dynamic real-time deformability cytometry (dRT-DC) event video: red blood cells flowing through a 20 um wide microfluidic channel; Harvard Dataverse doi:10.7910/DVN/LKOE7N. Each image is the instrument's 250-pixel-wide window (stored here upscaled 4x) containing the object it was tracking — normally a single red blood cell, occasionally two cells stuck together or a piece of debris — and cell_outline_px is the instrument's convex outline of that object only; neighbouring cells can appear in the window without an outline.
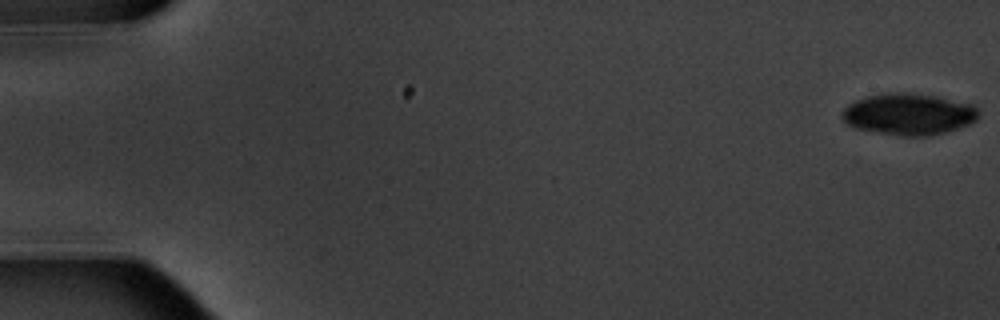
{"species": "common noctule bat (a hibernating species)", "species_latin": "Nyctalus noctula", "temperature_condition": "warm", "stored_images_in_passage": 6, "camera_frame_rate_fps": 3000, "um_per_image_px": 0.085, "animal": {"sex": "male", "body_mass_g": 20.1, "forearm_length_mm": 53.5}, "frame": {"image": 1, "passage_image": 1, "time_ms": 0.0, "image_size_px": [1000, 320], "cell_outline_px": [[980, 116], [976, 120], [968, 124], [944, 132], [928, 136], [900, 136], [876, 132], [856, 128], [848, 124], [840, 116], [840, 112], [848, 104], [856, 100], [868, 96], [884, 92], [912, 92], [936, 96], [972, 104], [980, 112]], "centroid_in_image_um": [77.22, 9.69], "position_along_channel_um": 7.8, "area_um2": 33.23}}
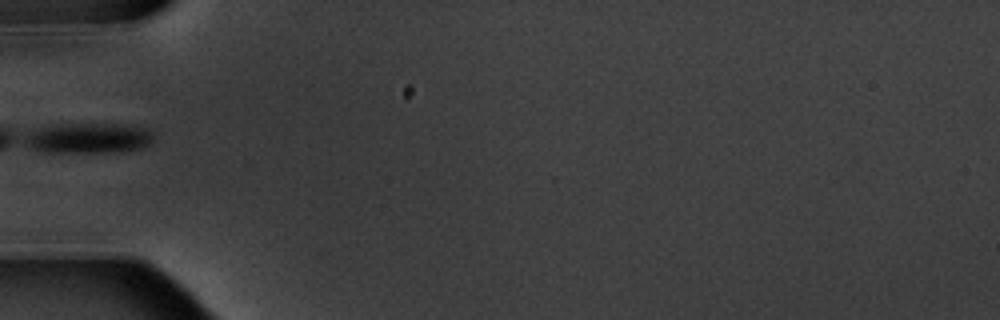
{"frame": {"image": 2, "passage_image": 6, "time_ms": 6.667, "image_size_px": [1000, 320], "cell_outline_px": [[152, 140], [144, 148], [120, 152], [48, 152], [36, 148], [24, 140], [24, 136], [40, 128], [60, 124], [124, 124], [144, 128], [152, 132]], "centroid_in_image_um": [7.61, 11.74], "position_along_channel_um": 77.4, "area_um2": 22.37}}